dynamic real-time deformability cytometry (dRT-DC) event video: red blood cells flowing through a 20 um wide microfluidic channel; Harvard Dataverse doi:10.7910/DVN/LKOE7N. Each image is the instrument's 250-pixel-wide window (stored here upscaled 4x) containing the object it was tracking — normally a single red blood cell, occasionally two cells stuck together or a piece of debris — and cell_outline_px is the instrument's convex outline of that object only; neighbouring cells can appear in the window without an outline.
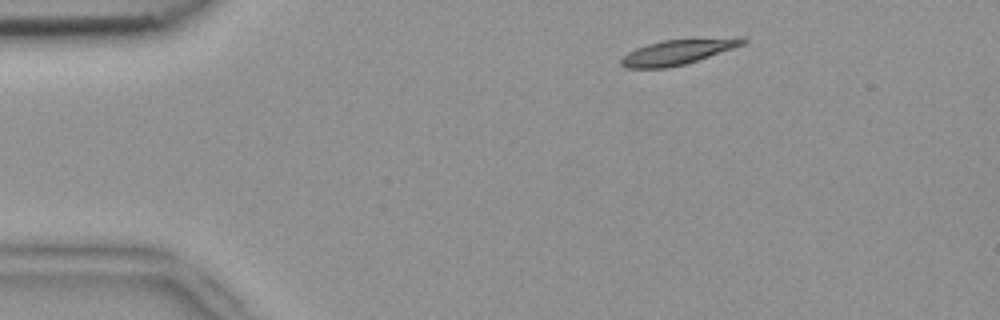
{"species": "common noctule bat (a hibernating species)", "species_latin": "Nyctalus noctula", "temperature_condition": "room temperature", "stored_images_in_passage": 45, "camera_frame_rate_fps": 3000, "um_per_image_px": 0.085, "animal": {"sex": "female", "body_mass_g": 18.4}, "frame": {"image": 1, "passage_image": 1, "time_ms": 0.0, "image_size_px": [1000, 320], "cell_outline_px": [[748, 40], [744, 44], [684, 64], [668, 68], [624, 68], [620, 64], [620, 60], [628, 52], [636, 48], [660, 40], [736, 36], [744, 36]], "centroid_in_image_um": [57.63, 4.39], "position_along_channel_um": 27.4, "area_um2": 17.98}}
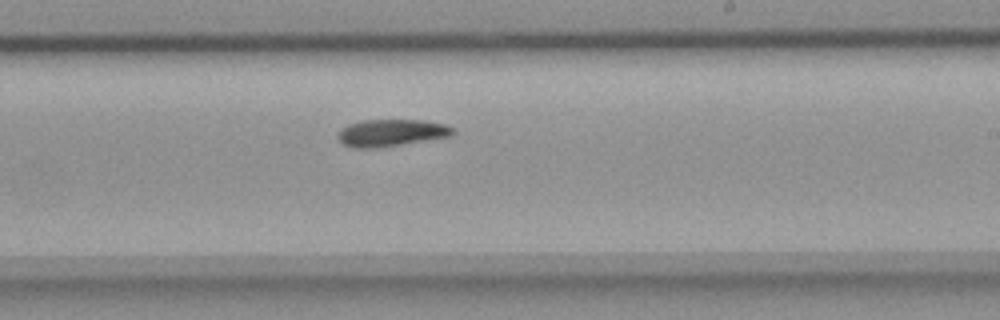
{"frame": {"image": 2, "passage_image": 24, "time_ms": 7.667, "image_size_px": [1000, 320], "cell_outline_px": [[456, 132], [452, 136], [376, 148], [352, 148], [344, 144], [336, 136], [340, 128], [348, 124], [364, 120], [424, 120], [444, 124], [452, 128]], "centroid_in_image_um": [33.23, 11.29], "position_along_channel_um": 255.8, "area_um2": 18.15}}
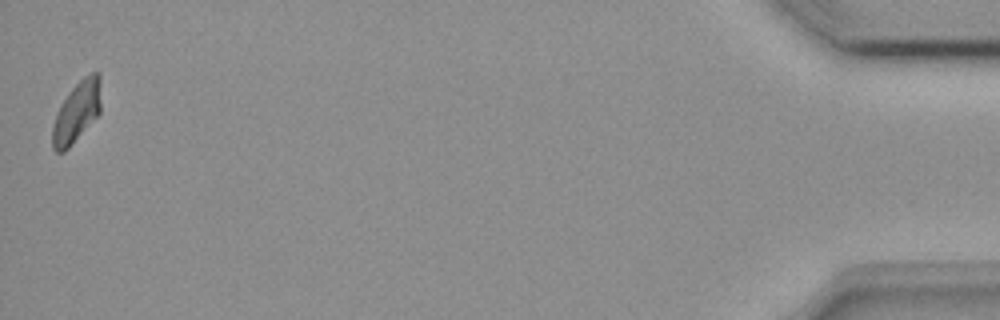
{"frame": {"image": 3, "passage_image": 45, "time_ms": 14.667, "image_size_px": [1000, 320], "cell_outline_px": [[100, 112], [68, 148], [64, 152], [56, 152], [52, 148], [52, 124], [56, 112], [60, 104], [72, 88], [84, 76], [92, 72], [100, 72]], "centroid_in_image_um": [6.5, 9.51], "position_along_channel_um": 428.7, "area_um2": 17.11}, "authors_computed_cell_mechanics": {"area_um2": 17.9758, "velocity_mm_per_s": 3.7996, "shape_relaxation_time_tau1_ms": 5.0283, "shape_relaxation_time_tau2_ms": null, "deformation_change_tau1": 0.1514, "deformation_change_tau2": null}}